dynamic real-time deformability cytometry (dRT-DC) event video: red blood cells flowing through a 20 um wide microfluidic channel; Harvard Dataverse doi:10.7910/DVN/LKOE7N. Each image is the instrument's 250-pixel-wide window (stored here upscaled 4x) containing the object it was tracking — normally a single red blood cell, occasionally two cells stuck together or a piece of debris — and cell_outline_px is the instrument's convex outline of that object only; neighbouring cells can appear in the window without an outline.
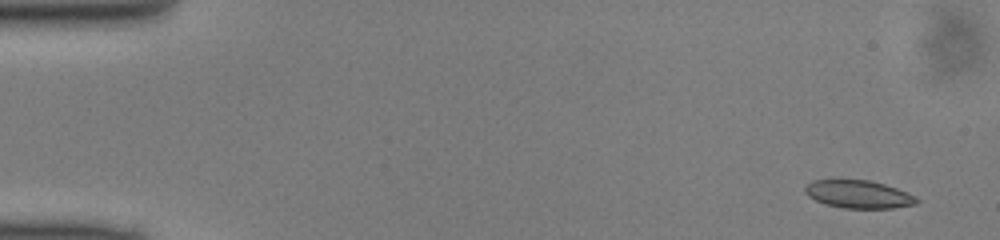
{"species": "common noctule bat (a hibernating species)", "species_latin": "Nyctalus noctula", "temperature_condition": "cold", "stored_images_in_passage": 49, "camera_frame_rate_fps": 3000, "um_per_image_px": 0.085, "animal": {"sex": "male", "body_mass_g": 13.0, "forearm_length_mm": 53.1}, "frame": {"image": 1, "passage_image": 2, "time_ms": 0.333, "image_size_px": [1000, 240], "cell_outline_px": [[920, 200], [916, 204], [892, 208], [844, 208], [824, 204], [808, 196], [804, 192], [804, 188], [812, 180], [868, 180], [884, 184], [896, 188], [916, 196]], "centroid_in_image_um": [72.97, 16.52], "position_along_channel_um": 12.0, "area_um2": 18.09}}
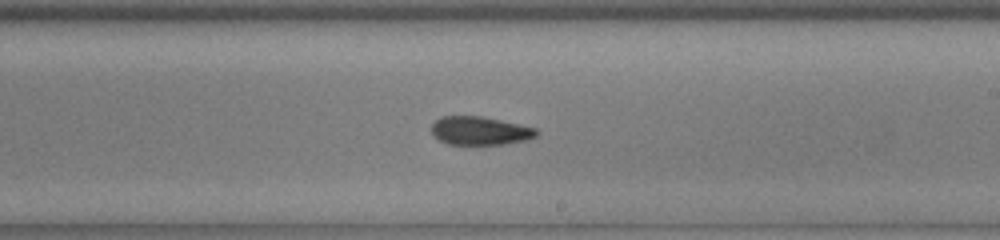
{"frame": {"image": 2, "passage_image": 28, "time_ms": 9.0, "image_size_px": [1000, 240], "cell_outline_px": [[540, 132], [536, 136], [528, 140], [504, 144], [448, 144], [440, 140], [432, 132], [432, 124], [440, 116], [480, 116], [500, 120], [536, 128]], "centroid_in_image_um": [40.82, 11.11], "position_along_channel_um": 248.2, "area_um2": 17.28}}
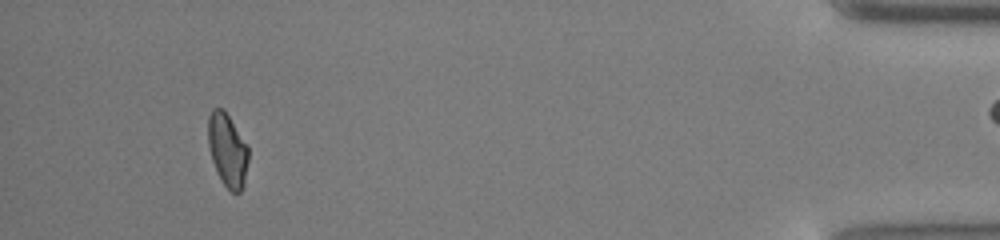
{"frame": {"image": 3, "passage_image": 45, "time_ms": 14.667, "image_size_px": [1000, 240], "cell_outline_px": [[248, 160], [244, 184], [240, 192], [232, 192], [224, 184], [212, 160], [208, 144], [208, 116], [212, 108], [224, 108], [248, 144]], "centroid_in_image_um": [19.35, 12.69], "position_along_channel_um": 415.9, "area_um2": 17.22}}